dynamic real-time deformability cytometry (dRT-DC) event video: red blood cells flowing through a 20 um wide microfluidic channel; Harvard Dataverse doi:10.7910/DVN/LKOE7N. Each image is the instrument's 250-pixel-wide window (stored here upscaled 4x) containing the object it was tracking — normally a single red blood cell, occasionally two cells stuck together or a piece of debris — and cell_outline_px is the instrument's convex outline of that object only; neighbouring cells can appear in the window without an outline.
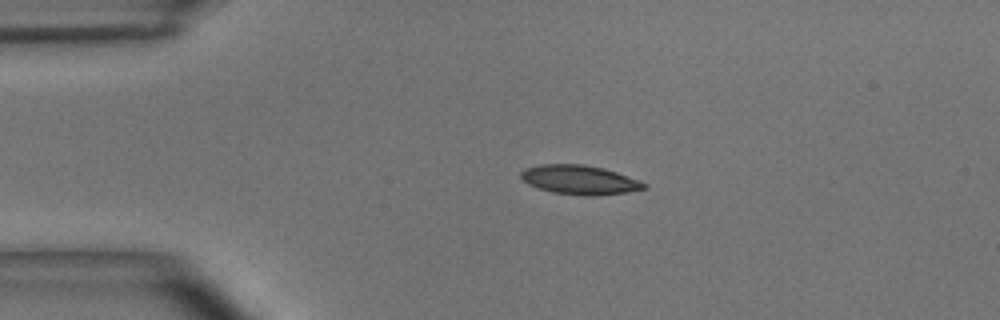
{"species": "common noctule bat (a hibernating species)", "species_latin": "Nyctalus noctula", "temperature_condition": "room temperature", "stored_images_in_passage": 41, "camera_frame_rate_fps": 3000, "um_per_image_px": 0.085, "animal": {"sex": "male", "body_mass_g": 15.6}, "frame": {"image": 1, "passage_image": 1, "time_ms": 0.0, "image_size_px": [1000, 320], "cell_outline_px": [[648, 188], [624, 192], [596, 196], [584, 196], [552, 192], [528, 184], [520, 176], [520, 172], [524, 168], [540, 164], [584, 164], [604, 168], [640, 180], [648, 184]], "centroid_in_image_um": [49.28, 15.28], "position_along_channel_um": 35.7, "area_um2": 21.04}}
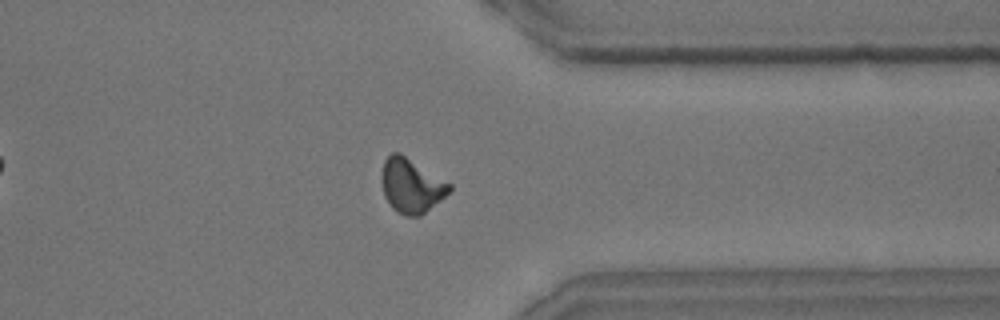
{"frame": {"image": 2, "passage_image": 30, "time_ms": 9.667, "image_size_px": [1000, 320], "cell_outline_px": [[452, 188], [440, 200], [420, 216], [404, 216], [396, 212], [392, 208], [384, 196], [380, 176], [384, 160], [392, 152], [400, 152], [452, 184]], "centroid_in_image_um": [34.93, 15.77], "position_along_channel_um": 376.5, "area_um2": 21.56}}
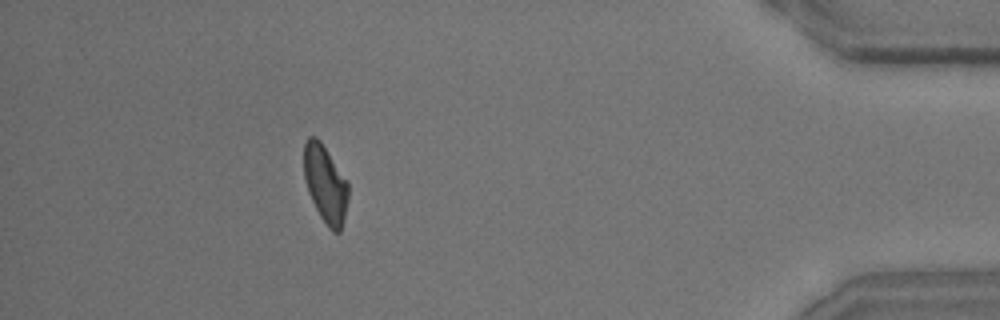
{"frame": {"image": 3, "passage_image": 36, "time_ms": 11.667, "image_size_px": [1000, 320], "cell_outline_px": [[348, 196], [344, 216], [340, 232], [332, 232], [328, 228], [320, 216], [308, 192], [304, 176], [304, 144], [308, 136], [316, 136], [320, 140], [348, 184]], "centroid_in_image_um": [27.63, 15.64], "position_along_channel_um": 407.6, "area_um2": 19.65}, "authors_computed_cell_mechanics": {"area_um2": 20.8658, "velocity_mm_per_s": 3.9202, "shape_relaxation_time_tau1_ms": 3.5255, "shape_relaxation_time_tau2_ms": 2.7716, "deformation_change_tau1": 0.1235, "deformation_change_tau2": 0.093}}